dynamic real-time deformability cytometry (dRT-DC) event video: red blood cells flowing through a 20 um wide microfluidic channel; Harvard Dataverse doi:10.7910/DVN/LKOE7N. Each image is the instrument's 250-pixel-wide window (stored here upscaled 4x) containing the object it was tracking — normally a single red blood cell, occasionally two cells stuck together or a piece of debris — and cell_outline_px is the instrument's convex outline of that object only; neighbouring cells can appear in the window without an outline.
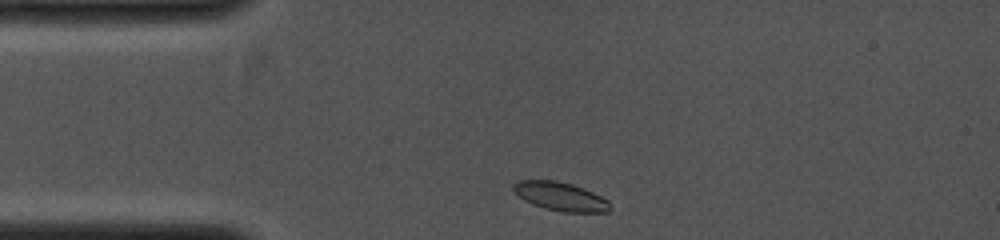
{"species": "common noctule bat (a hibernating species)", "species_latin": "Nyctalus noctula", "temperature_condition": "cold", "stored_images_in_passage": 30, "camera_frame_rate_fps": 4000, "um_per_image_px": 0.085, "animal": {"sex": "female", "body_mass_g": 19.0, "forearm_length_mm": 53.3}, "frame": {"image": 1, "passage_image": 1, "time_ms": 0.0, "image_size_px": [1000, 240], "cell_outline_px": [[612, 208], [608, 212], [564, 212], [544, 208], [532, 204], [524, 200], [512, 188], [512, 184], [516, 180], [556, 180], [572, 184], [592, 192], [608, 200]], "centroid_in_image_um": [47.64, 16.69], "position_along_channel_um": 37.4, "area_um2": 16.13}}
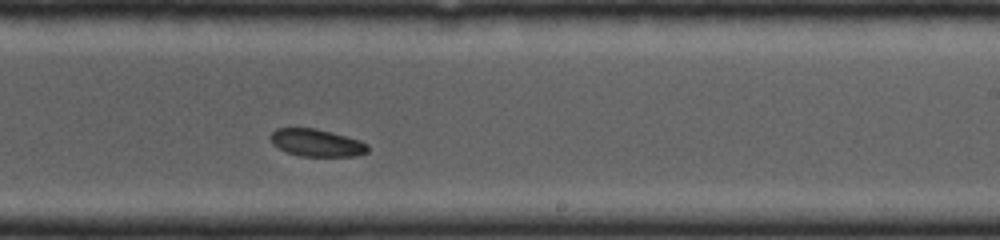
{"frame": {"image": 2, "passage_image": 18, "time_ms": 4.25, "image_size_px": [1000, 240], "cell_outline_px": [[368, 152], [356, 156], [300, 156], [288, 152], [272, 144], [268, 136], [276, 128], [312, 128], [360, 140], [368, 144]], "centroid_in_image_um": [26.89, 12.14], "position_along_channel_um": 262.1, "area_um2": 15.37}}
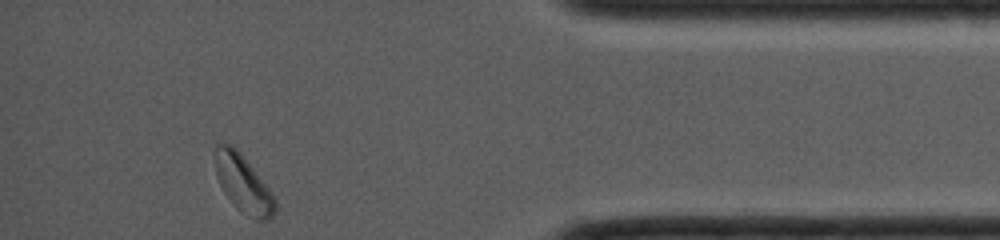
{"frame": {"image": 3, "passage_image": 30, "time_ms": 7.25, "image_size_px": [1000, 240], "cell_outline_px": [[276, 212], [268, 220], [256, 220], [240, 212], [232, 204], [224, 192], [216, 176], [216, 144], [232, 144], [240, 152], [268, 188], [276, 200]], "centroid_in_image_um": [20.68, 15.66], "position_along_channel_um": 414.5, "area_um2": 19.83}}